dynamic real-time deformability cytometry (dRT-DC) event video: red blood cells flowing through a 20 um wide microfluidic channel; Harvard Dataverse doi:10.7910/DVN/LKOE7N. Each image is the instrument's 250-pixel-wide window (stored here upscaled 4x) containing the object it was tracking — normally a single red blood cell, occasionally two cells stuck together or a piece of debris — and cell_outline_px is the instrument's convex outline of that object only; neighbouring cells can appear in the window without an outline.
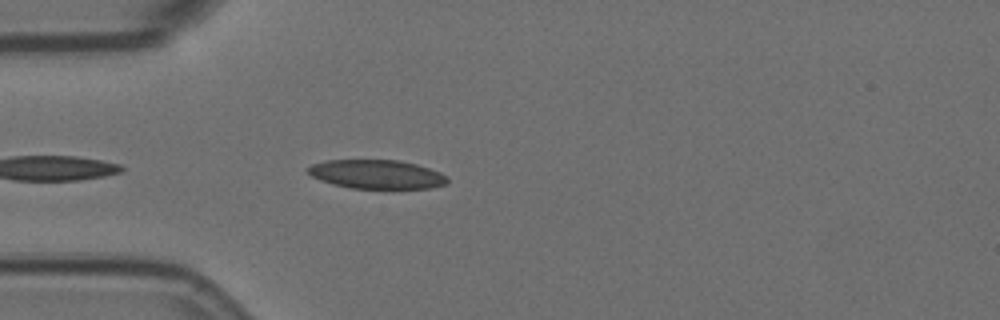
{"species": "Egyptian fruit bat (a non-hibernating species)", "species_latin": "Rousettus aegyptiacus", "temperature_condition": "room temperature", "stored_images_in_passage": 42, "camera_frame_rate_fps": 3000, "um_per_image_px": 0.085, "animal": {"sex": "female"}, "frame": {"image": 1, "passage_image": 3, "time_ms": 0.667, "image_size_px": [1000, 320], "cell_outline_px": [[448, 184], [432, 188], [348, 188], [332, 184], [320, 180], [312, 176], [304, 168], [312, 164], [328, 160], [400, 160], [416, 164], [440, 172], [448, 176]], "centroid_in_image_um": [32.02, 14.81], "position_along_channel_um": 53.0, "area_um2": 23.64}}
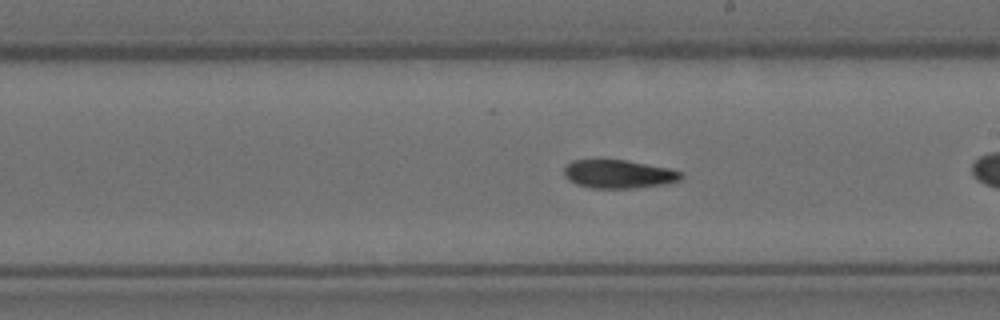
{"frame": {"image": 2, "passage_image": 16, "time_ms": 5.0, "image_size_px": [1000, 320], "cell_outline_px": [[684, 180], [664, 184], [636, 188], [592, 188], [576, 184], [568, 180], [564, 176], [564, 168], [572, 160], [624, 160], [668, 168], [684, 172]], "centroid_in_image_um": [52.62, 14.81], "position_along_channel_um": 236.4, "area_um2": 19.48}}
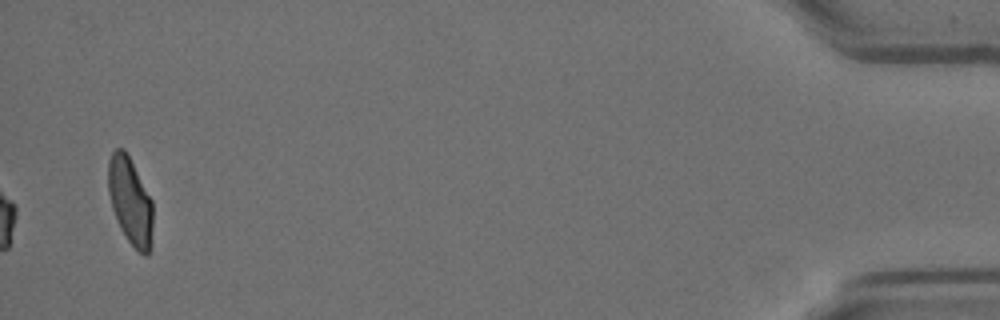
{"frame": {"image": 3, "passage_image": 42, "time_ms": 13.667, "image_size_px": [1000, 320], "cell_outline_px": [[152, 244], [148, 256], [144, 256], [128, 240], [120, 228], [116, 220], [112, 208], [108, 192], [108, 160], [112, 152], [116, 148], [124, 148], [152, 200]], "centroid_in_image_um": [11.06, 17.1], "position_along_channel_um": 424.1, "area_um2": 22.66}, "authors_computed_cell_mechanics": {"area_um2": 19.8543, "velocity_mm_per_s": 3.5708, "shape_relaxation_time_tau1_ms": 8.2472, "shape_relaxation_time_tau2_ms": null, "deformation_change_tau1": 0.191, "deformation_change_tau2": null}}